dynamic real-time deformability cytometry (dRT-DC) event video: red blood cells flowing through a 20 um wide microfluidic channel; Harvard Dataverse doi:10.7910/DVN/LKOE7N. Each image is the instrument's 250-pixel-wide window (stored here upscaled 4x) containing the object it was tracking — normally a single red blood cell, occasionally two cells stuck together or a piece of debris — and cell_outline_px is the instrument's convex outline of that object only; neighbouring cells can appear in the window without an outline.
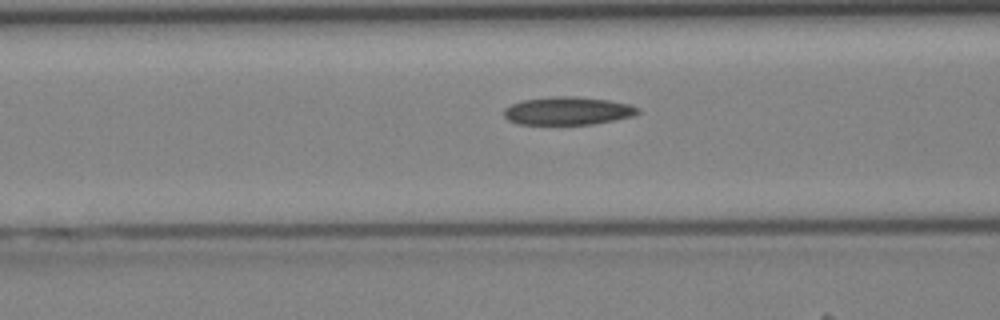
{"species": "Egyptian fruit bat (a non-hibernating species)", "species_latin": "Rousettus aegyptiacus", "temperature_condition": "cold", "stored_images_in_passage": 42, "camera_frame_rate_fps": 3000, "um_per_image_px": 0.085, "animal": {"sex": "female"}, "frame": {"image": 1, "passage_image": 17, "time_ms": 5.333, "image_size_px": [1000, 320], "cell_outline_px": [[640, 112], [632, 116], [616, 120], [592, 124], [516, 124], [508, 120], [504, 116], [504, 108], [512, 104], [524, 100], [552, 96], [572, 96], [608, 100], [628, 104], [640, 108]], "centroid_in_image_um": [48.25, 9.42], "position_along_channel_um": 118.3, "area_um2": 21.85}}
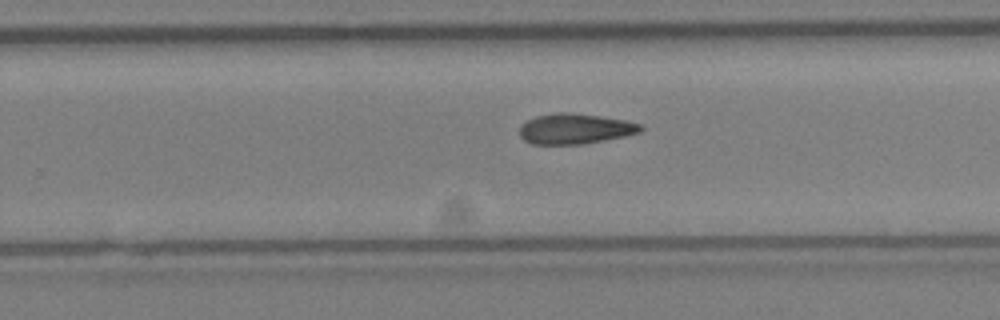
{"frame": {"image": 2, "passage_image": 27, "time_ms": 8.667, "image_size_px": [1000, 320], "cell_outline_px": [[644, 128], [640, 132], [624, 136], [584, 144], [532, 144], [524, 140], [520, 136], [520, 124], [536, 116], [556, 112], [568, 112], [600, 116], [624, 120], [640, 124]], "centroid_in_image_um": [48.85, 10.94], "position_along_channel_um": 280.9, "area_um2": 21.39}}
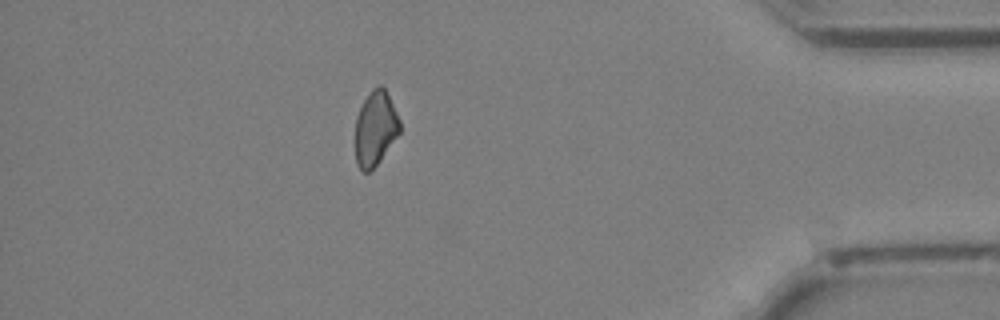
{"frame": {"image": 3, "passage_image": 37, "time_ms": 12.0, "image_size_px": [1000, 320], "cell_outline_px": [[400, 132], [380, 160], [368, 172], [364, 172], [356, 164], [356, 116], [364, 100], [372, 88], [376, 84], [380, 84], [384, 88], [400, 120]], "centroid_in_image_um": [31.9, 10.89], "position_along_channel_um": 403.3, "area_um2": 19.07}}